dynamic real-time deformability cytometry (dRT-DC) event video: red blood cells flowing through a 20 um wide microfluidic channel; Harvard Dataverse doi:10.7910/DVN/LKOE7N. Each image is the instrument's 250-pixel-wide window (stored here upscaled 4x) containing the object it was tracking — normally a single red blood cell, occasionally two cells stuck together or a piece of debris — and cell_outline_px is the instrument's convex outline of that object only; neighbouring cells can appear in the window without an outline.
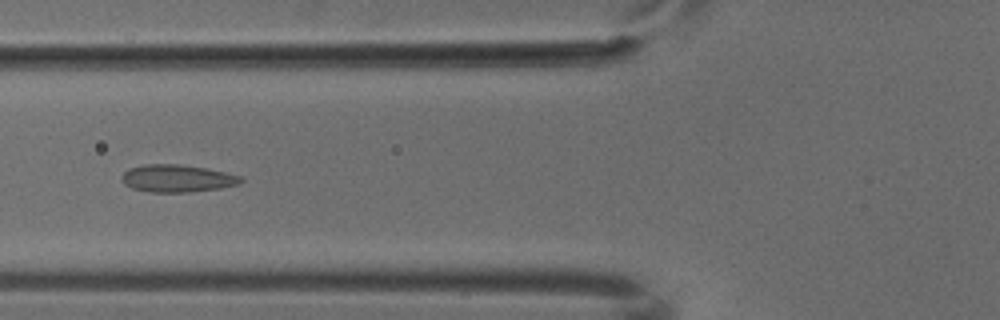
{"species": "common noctule bat (a hibernating species)", "species_latin": "Nyctalus noctula", "temperature_condition": "cold", "stored_images_in_passage": 4, "camera_frame_rate_fps": 3000, "um_per_image_px": 0.085, "animal": {"sex": "male", "body_mass_g": 18.8}, "frame": {"image": 1, "passage_image": 3, "time_ms": 0.667, "image_size_px": [1000, 320], "cell_outline_px": [[244, 180], [240, 184], [220, 188], [188, 192], [148, 192], [132, 188], [124, 184], [120, 176], [128, 168], [144, 164], [180, 164], [204, 168], [224, 172], [240, 176]], "centroid_in_image_um": [15.02, 15.16], "position_along_channel_um": 110.8, "area_um2": 19.07}}
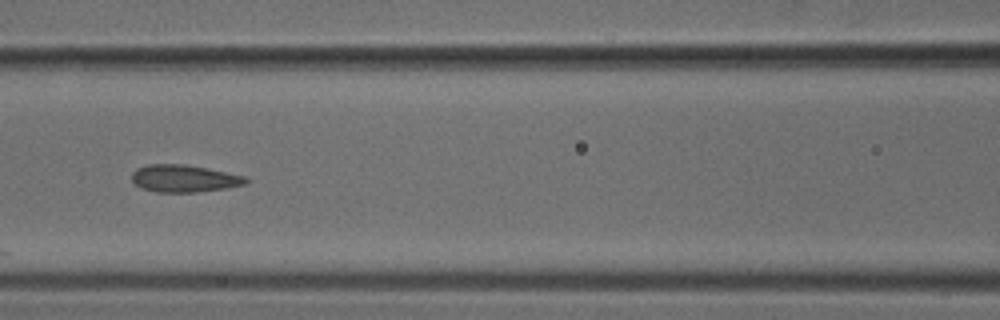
{"frame": {"image": 2, "passage_image": 4, "time_ms": 1.0, "image_size_px": [1000, 320], "cell_outline_px": [[248, 184], [224, 188], [196, 192], [156, 192], [140, 188], [132, 180], [132, 172], [136, 168], [148, 164], [184, 164], [208, 168], [244, 176], [248, 180]], "centroid_in_image_um": [15.62, 15.17], "position_along_channel_um": 151.0, "area_um2": 18.15}}